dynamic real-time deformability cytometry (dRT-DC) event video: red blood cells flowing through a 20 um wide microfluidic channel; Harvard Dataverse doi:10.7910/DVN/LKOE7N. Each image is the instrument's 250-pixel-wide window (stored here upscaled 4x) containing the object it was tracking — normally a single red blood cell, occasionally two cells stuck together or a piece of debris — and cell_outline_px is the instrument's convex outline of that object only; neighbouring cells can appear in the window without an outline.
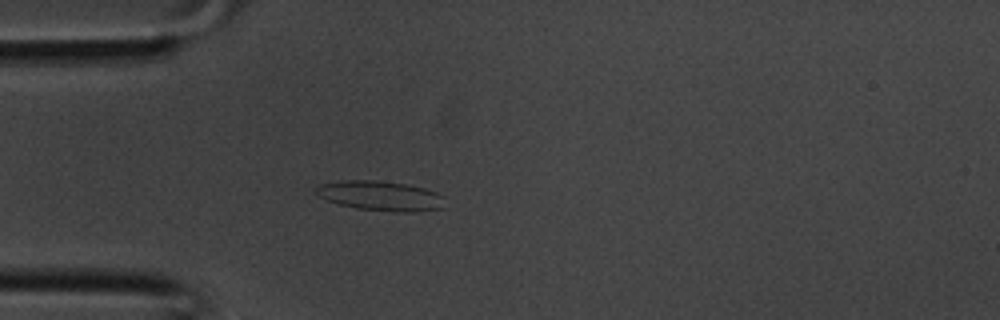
{"species": "common noctule bat (a hibernating species)", "species_latin": "Nyctalus noctula", "temperature_condition": "room temperature", "stored_images_in_passage": 35, "camera_frame_rate_fps": 3000, "um_per_image_px": 0.085, "animal": {"sex": "male", "body_mass_g": 20.1, "forearm_length_mm": 53.5}, "frame": {"image": 1, "passage_image": 9, "time_ms": 2.667, "image_size_px": [1000, 320], "cell_outline_px": [[444, 208], [412, 212], [392, 212], [356, 208], [340, 204], [328, 200], [320, 196], [316, 192], [316, 188], [320, 184], [340, 180], [376, 180], [408, 184], [424, 188], [436, 192], [444, 196]], "centroid_in_image_um": [32.39, 16.64], "position_along_channel_um": 52.6, "area_um2": 22.43}}
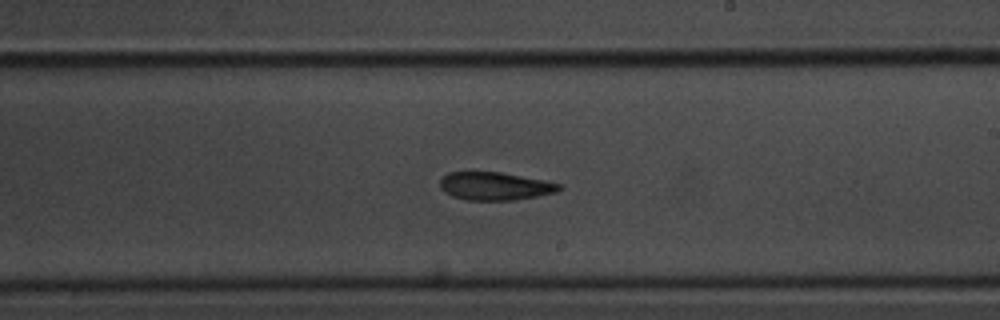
{"frame": {"image": 2, "passage_image": 20, "time_ms": 6.333, "image_size_px": [1000, 320], "cell_outline_px": [[564, 188], [556, 192], [516, 200], [468, 200], [452, 196], [444, 192], [440, 188], [440, 180], [448, 172], [500, 172], [544, 180], [560, 184]], "centroid_in_image_um": [42.07, 15.82], "position_along_channel_um": 246.9, "area_um2": 19.42}}
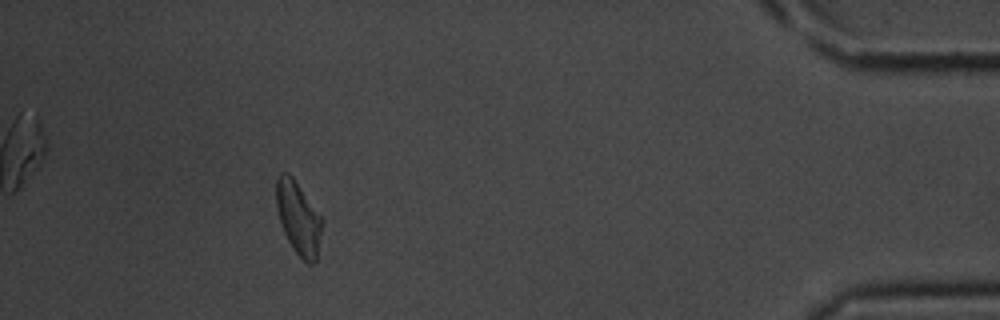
{"frame": {"image": 3, "passage_image": 32, "time_ms": 10.333, "image_size_px": [1000, 320], "cell_outline_px": [[324, 220], [316, 260], [312, 264], [308, 264], [292, 248], [284, 232], [276, 208], [276, 176], [280, 172], [288, 172], [292, 176]], "centroid_in_image_um": [25.36, 18.51], "position_along_channel_um": 409.8, "area_um2": 19.48}}